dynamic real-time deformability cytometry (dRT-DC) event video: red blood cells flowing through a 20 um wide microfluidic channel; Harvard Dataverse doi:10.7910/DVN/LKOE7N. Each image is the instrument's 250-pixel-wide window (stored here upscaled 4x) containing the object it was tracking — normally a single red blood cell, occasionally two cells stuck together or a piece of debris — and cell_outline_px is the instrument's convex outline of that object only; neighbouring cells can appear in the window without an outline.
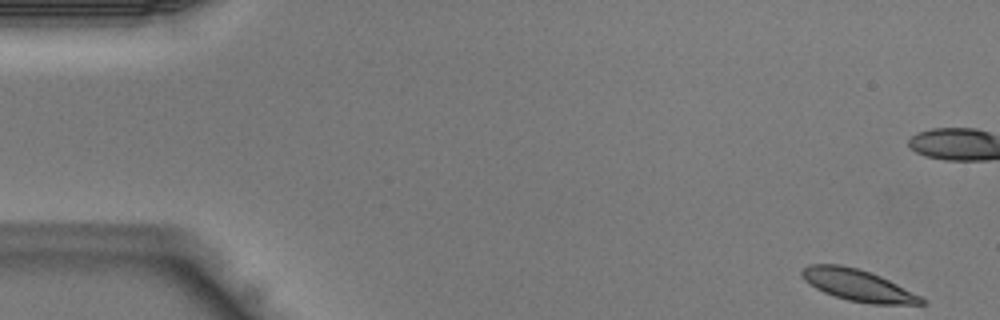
{"species": "Egyptian fruit bat (a non-hibernating species)", "species_latin": "Rousettus aegyptiacus", "temperature_condition": "warm", "stored_images_in_passage": 43, "camera_frame_rate_fps": 3000, "um_per_image_px": 0.085, "animal": {"sex": "male"}, "frame": {"image": 1, "passage_image": 1, "time_ms": 0.0, "image_size_px": [1000, 320], "cell_outline_px": [[924, 304], [872, 304], [848, 300], [824, 292], [816, 288], [804, 280], [800, 272], [808, 264], [840, 264], [856, 268], [880, 276], [920, 296], [924, 300]], "centroid_in_image_um": [72.88, 24.24], "position_along_channel_um": 12.1, "area_um2": 21.56}}
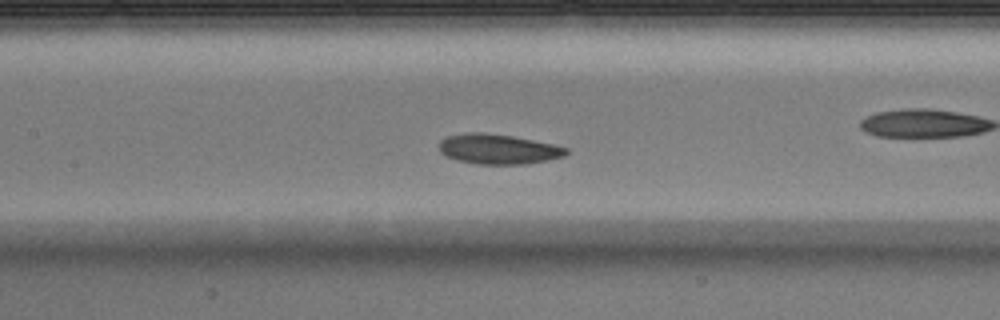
{"frame": {"image": 2, "passage_image": 19, "time_ms": 6.0, "image_size_px": [1000, 320], "cell_outline_px": [[568, 152], [564, 156], [548, 160], [524, 164], [480, 164], [456, 160], [444, 156], [440, 152], [440, 140], [448, 136], [468, 132], [484, 132], [512, 136], [552, 144], [568, 148]], "centroid_in_image_um": [42.32, 12.67], "position_along_channel_um": 165.1, "area_um2": 22.14}}